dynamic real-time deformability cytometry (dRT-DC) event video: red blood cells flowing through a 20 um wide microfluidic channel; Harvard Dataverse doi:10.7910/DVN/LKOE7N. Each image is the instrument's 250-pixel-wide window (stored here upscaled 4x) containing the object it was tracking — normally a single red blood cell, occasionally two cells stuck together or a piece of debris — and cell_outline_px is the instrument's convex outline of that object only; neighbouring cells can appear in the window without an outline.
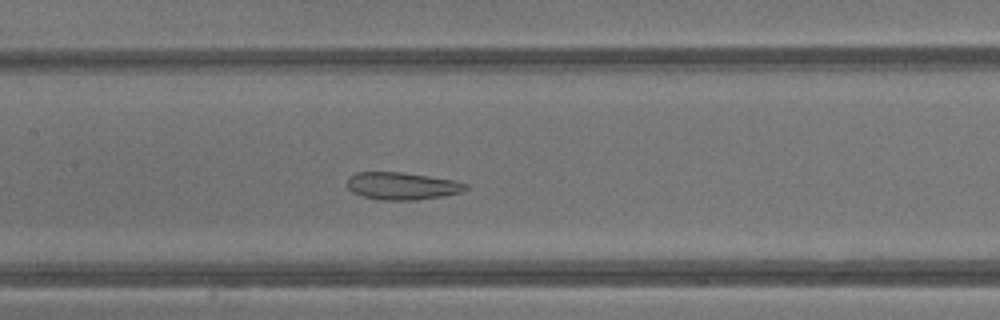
{"species": "common noctule bat (a hibernating species)", "species_latin": "Nyctalus noctula", "temperature_condition": "warm", "stored_images_in_passage": 43, "camera_frame_rate_fps": 3000, "um_per_image_px": 0.085, "animal": {"sex": "male", "body_mass_g": 13.3}, "frame": {"image": 1, "passage_image": 20, "time_ms": 6.333, "image_size_px": [1000, 320], "cell_outline_px": [[468, 188], [460, 192], [444, 196], [416, 200], [380, 200], [360, 196], [352, 192], [348, 188], [348, 176], [356, 172], [404, 172], [452, 180], [468, 184]], "centroid_in_image_um": [34.14, 15.81], "position_along_channel_um": 173.3, "area_um2": 19.02}}
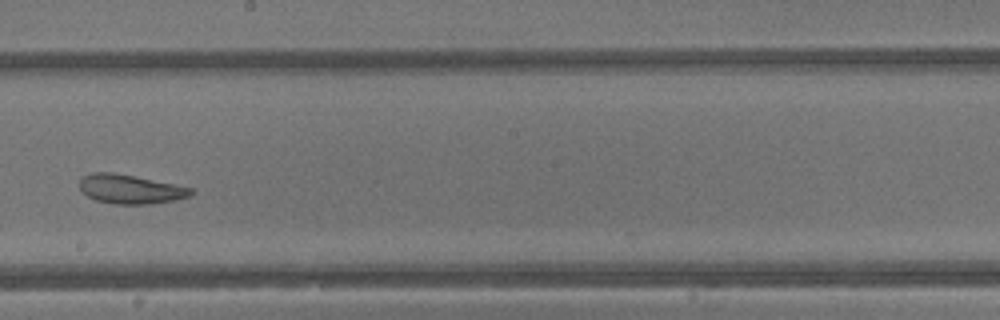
{"frame": {"image": 2, "passage_image": 24, "time_ms": 7.667, "image_size_px": [1000, 320], "cell_outline_px": [[196, 192], [188, 196], [176, 200], [148, 204], [112, 204], [96, 200], [88, 196], [80, 188], [80, 176], [92, 172], [112, 172], [192, 188]], "centroid_in_image_um": [11.05, 16.08], "position_along_channel_um": 237.2, "area_um2": 18.73}}
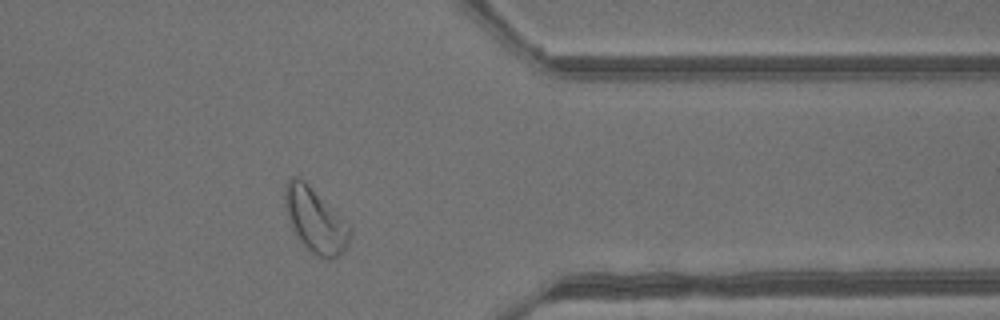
{"frame": {"image": 3, "passage_image": 34, "time_ms": 11.0, "image_size_px": [1000, 320], "cell_outline_px": [[352, 232], [348, 244], [344, 252], [340, 256], [328, 260], [324, 260], [312, 252], [296, 236], [292, 228], [284, 204], [284, 188], [288, 180], [292, 176], [296, 176], [304, 180], [352, 228]], "centroid_in_image_um": [26.8, 18.74], "position_along_channel_um": 384.6, "area_um2": 24.28}, "authors_computed_cell_mechanics": {"area_um2": 25.6632, "velocity_mm_per_s": 4.8145, "shape_relaxation_time_tau1_ms": null, "shape_relaxation_time_tau2_ms": 1.9677, "deformation_change_tau1": null, "deformation_change_tau2": 0.1003}}